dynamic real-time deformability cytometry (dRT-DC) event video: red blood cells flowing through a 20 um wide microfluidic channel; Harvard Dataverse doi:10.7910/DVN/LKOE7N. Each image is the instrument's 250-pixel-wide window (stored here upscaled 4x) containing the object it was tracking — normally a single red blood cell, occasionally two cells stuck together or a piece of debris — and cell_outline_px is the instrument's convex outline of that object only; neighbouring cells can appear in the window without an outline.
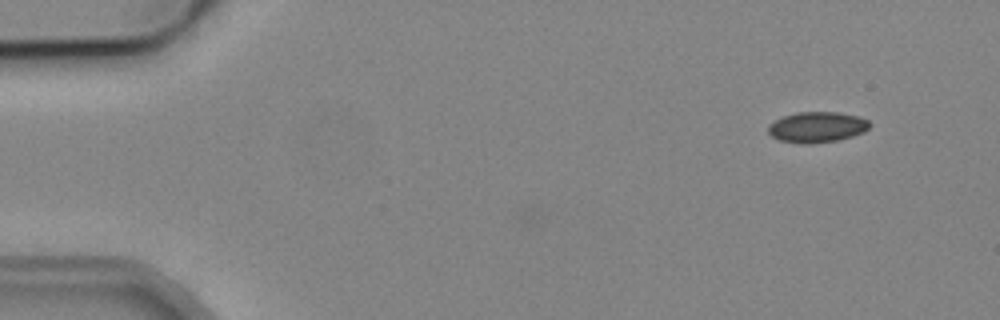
{"species": "common noctule bat (a hibernating species)", "species_latin": "Nyctalus noctula", "temperature_condition": "cold", "stored_images_in_passage": 5, "camera_frame_rate_fps": 3000, "um_per_image_px": 0.085, "animal": {"sex": "male", "body_mass_g": 19.2, "forearm_length_mm": 51.8}, "frame": {"image": 1, "passage_image": 2, "time_ms": 1.0, "image_size_px": [1000, 320], "cell_outline_px": [[872, 124], [864, 132], [852, 136], [836, 140], [808, 144], [804, 144], [780, 140], [772, 136], [768, 132], [768, 124], [784, 116], [796, 112], [840, 112], [860, 116], [868, 120]], "centroid_in_image_um": [69.47, 10.79], "position_along_channel_um": 15.5, "area_um2": 18.15}}
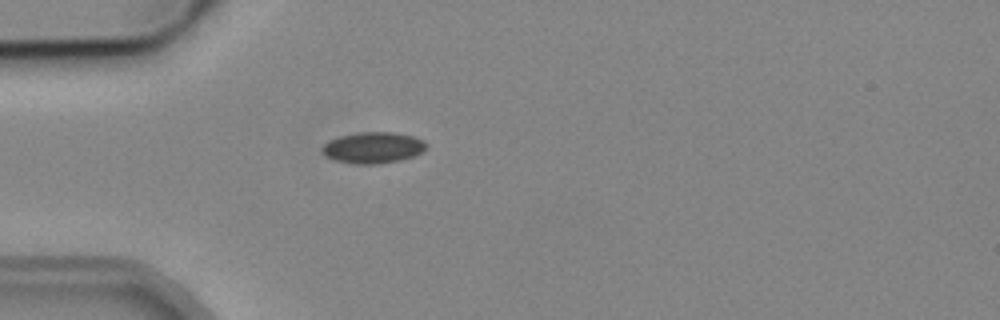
{"frame": {"image": 2, "passage_image": 5, "time_ms": 4.667, "image_size_px": [1000, 320], "cell_outline_px": [[428, 144], [424, 152], [400, 160], [376, 164], [352, 164], [336, 160], [324, 156], [320, 152], [320, 148], [328, 140], [340, 136], [360, 132], [396, 132], [412, 136], [424, 140]], "centroid_in_image_um": [31.69, 12.55], "position_along_channel_um": 53.3, "area_um2": 19.19}}